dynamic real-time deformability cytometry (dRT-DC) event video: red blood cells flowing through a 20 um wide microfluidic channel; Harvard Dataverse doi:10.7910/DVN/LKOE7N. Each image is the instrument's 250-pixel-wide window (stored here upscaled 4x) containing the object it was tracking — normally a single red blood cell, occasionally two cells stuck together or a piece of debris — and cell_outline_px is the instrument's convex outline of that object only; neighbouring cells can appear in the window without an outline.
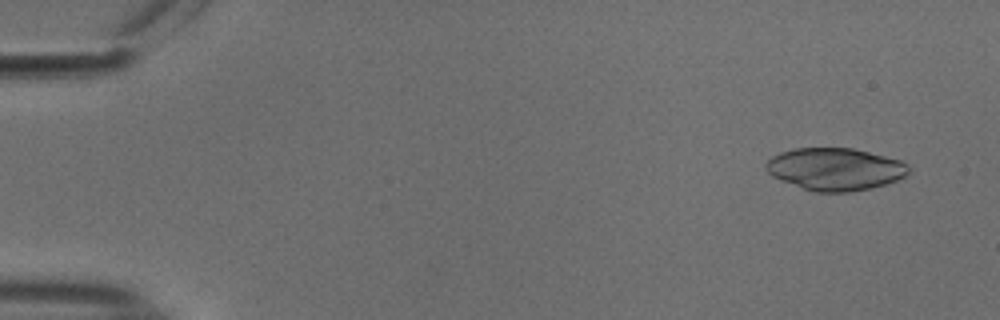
{"species": "common noctule bat (a hibernating species)", "species_latin": "Nyctalus noctula", "temperature_condition": "cold", "stored_images_in_passage": 50, "camera_frame_rate_fps": 3000, "um_per_image_px": 0.085, "animal": {"sex": "male", "body_mass_g": 18.8}, "frame": {"image": 1, "passage_image": 1, "time_ms": 0.0, "image_size_px": [1000, 320], "cell_outline_px": [[908, 172], [904, 176], [896, 180], [872, 188], [852, 192], [816, 192], [780, 180], [772, 176], [764, 168], [764, 164], [772, 156], [780, 152], [792, 148], [852, 148], [900, 160], [908, 164]], "centroid_in_image_um": [70.94, 14.37], "position_along_channel_um": 14.1, "area_um2": 35.14}}